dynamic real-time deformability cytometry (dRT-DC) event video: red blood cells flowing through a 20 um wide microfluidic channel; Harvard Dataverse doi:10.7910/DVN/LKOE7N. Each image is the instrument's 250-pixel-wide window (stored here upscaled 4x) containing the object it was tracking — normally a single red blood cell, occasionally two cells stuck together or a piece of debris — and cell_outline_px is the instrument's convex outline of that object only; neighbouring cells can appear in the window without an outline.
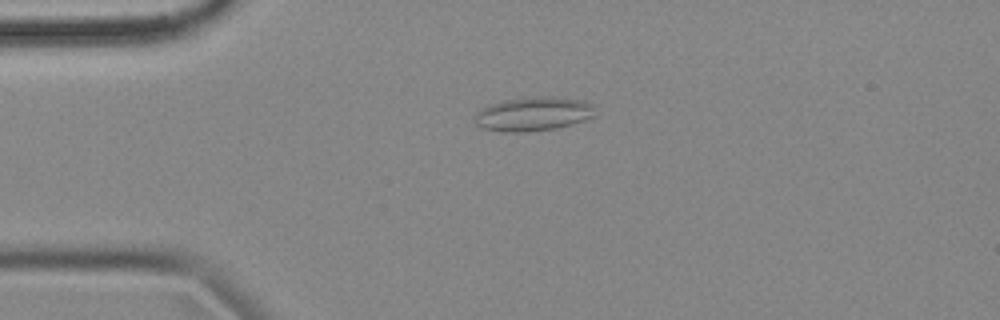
{"species": "common noctule bat (a hibernating species)", "species_latin": "Nyctalus noctula", "temperature_condition": "cold", "stored_images_in_passage": 56, "camera_frame_rate_fps": 3000, "um_per_image_px": 0.085, "animal": {"sex": "female", "body_mass_g": 18.4}, "frame": {"image": 1, "passage_image": 13, "time_ms": 4.0, "image_size_px": [1000, 320], "cell_outline_px": [[596, 116], [572, 124], [556, 128], [528, 132], [500, 132], [484, 128], [476, 124], [476, 112], [488, 104], [504, 100], [536, 96], [552, 96], [584, 100], [596, 104]], "centroid_in_image_um": [45.39, 9.67], "position_along_channel_um": 39.6, "area_um2": 24.28}}
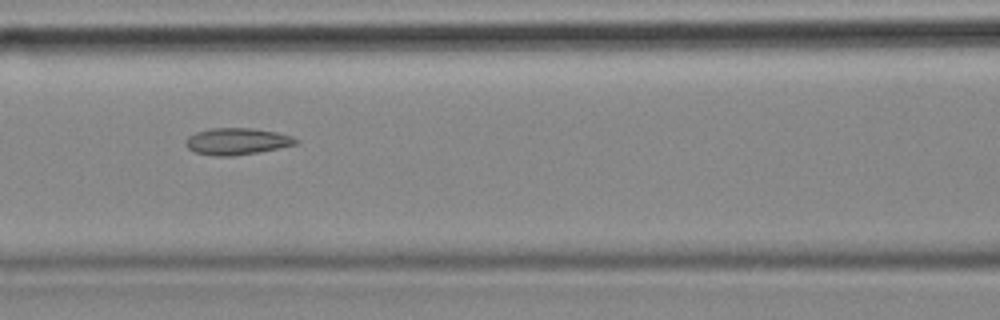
{"frame": {"image": 2, "passage_image": 24, "time_ms": 7.667, "image_size_px": [1000, 320], "cell_outline_px": [[300, 144], [256, 152], [232, 156], [212, 156], [196, 152], [188, 148], [184, 144], [184, 140], [188, 136], [196, 132], [212, 128], [252, 128], [276, 132], [292, 136], [300, 140]], "centroid_in_image_um": [20.14, 12.01], "position_along_channel_um": 146.5, "area_um2": 17.22}}
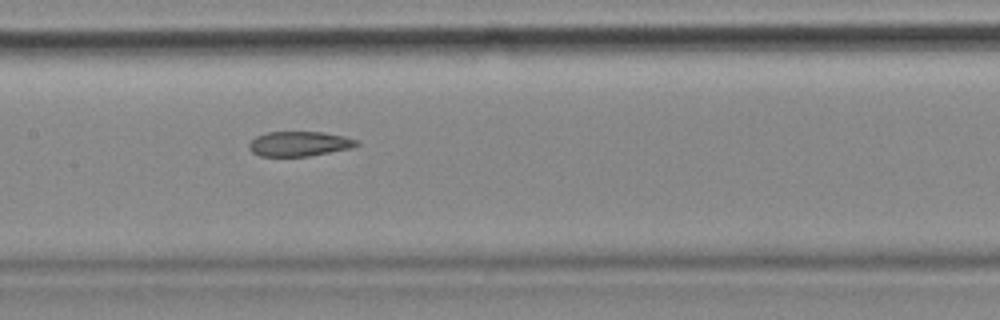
{"frame": {"image": 3, "passage_image": 27, "time_ms": 8.667, "image_size_px": [1000, 320], "cell_outline_px": [[360, 144], [352, 148], [308, 156], [260, 156], [252, 152], [248, 148], [248, 144], [256, 136], [268, 132], [324, 132], [344, 136], [356, 140]], "centroid_in_image_um": [25.43, 12.22], "position_along_channel_um": 182.0, "area_um2": 15.55}, "authors_computed_cell_mechanics": {"area_um2": 17.7735, "velocity_mm_per_s": 3.5765, "shape_relaxation_time_tau1_ms": null, "shape_relaxation_time_tau2_ms": 4.2331, "deformation_change_tau1": null, "deformation_change_tau2": 0.1216}}